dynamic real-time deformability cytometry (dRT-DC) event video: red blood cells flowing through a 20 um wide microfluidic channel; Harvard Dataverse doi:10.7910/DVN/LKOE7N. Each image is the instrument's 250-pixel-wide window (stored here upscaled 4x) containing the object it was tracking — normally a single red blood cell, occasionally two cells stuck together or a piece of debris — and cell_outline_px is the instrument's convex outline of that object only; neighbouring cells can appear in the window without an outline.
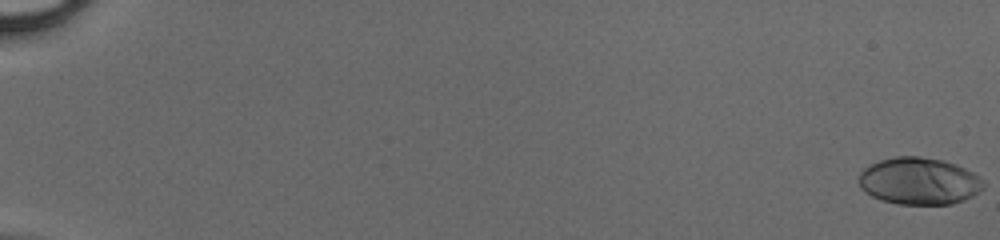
{"species": "human", "species_latin": "Homo sapiens", "temperature_condition": "cold", "stored_images_in_passage": 51, "camera_frame_rate_fps": 3000, "um_per_image_px": 0.085, "donor": {"sex": "male"}, "frame": {"image": 1, "passage_image": 1, "time_ms": 0.0, "image_size_px": [1000, 240], "cell_outline_px": [[984, 188], [972, 196], [964, 200], [952, 204], [900, 204], [884, 200], [872, 196], [860, 188], [860, 172], [864, 168], [880, 160], [896, 156], [916, 156], [944, 160], [956, 164], [980, 176], [984, 180]], "centroid_in_image_um": [78.16, 15.39], "position_along_channel_um": 6.8, "area_um2": 34.1}}
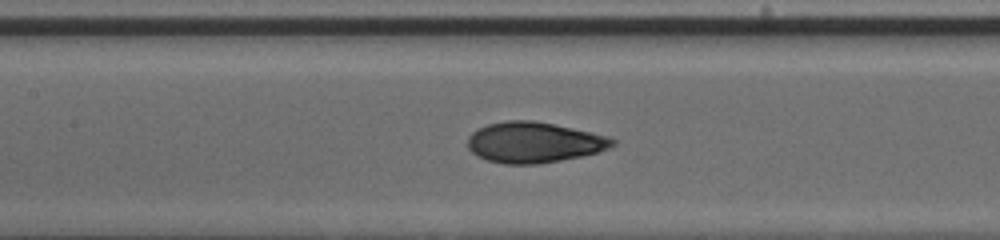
{"frame": {"image": 2, "passage_image": 27, "time_ms": 8.667, "image_size_px": [1000, 240], "cell_outline_px": [[616, 144], [608, 148], [596, 152], [580, 156], [540, 164], [504, 164], [488, 160], [476, 156], [468, 148], [468, 136], [472, 132], [488, 124], [504, 120], [532, 120], [592, 132], [608, 136], [616, 140]], "centroid_in_image_um": [45.37, 12.1], "position_along_channel_um": 162.0, "area_um2": 34.22}}
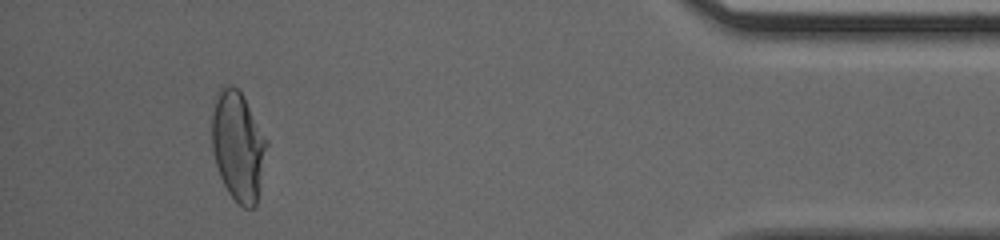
{"frame": {"image": 3, "passage_image": 48, "time_ms": 15.667, "image_size_px": [1000, 240], "cell_outline_px": [[268, 144], [256, 204], [252, 208], [244, 208], [228, 192], [220, 176], [216, 164], [212, 148], [212, 112], [216, 92], [224, 84], [232, 84], [244, 96], [268, 140]], "centroid_in_image_um": [20.23, 12.35], "position_along_channel_um": 415.0, "area_um2": 35.08}}